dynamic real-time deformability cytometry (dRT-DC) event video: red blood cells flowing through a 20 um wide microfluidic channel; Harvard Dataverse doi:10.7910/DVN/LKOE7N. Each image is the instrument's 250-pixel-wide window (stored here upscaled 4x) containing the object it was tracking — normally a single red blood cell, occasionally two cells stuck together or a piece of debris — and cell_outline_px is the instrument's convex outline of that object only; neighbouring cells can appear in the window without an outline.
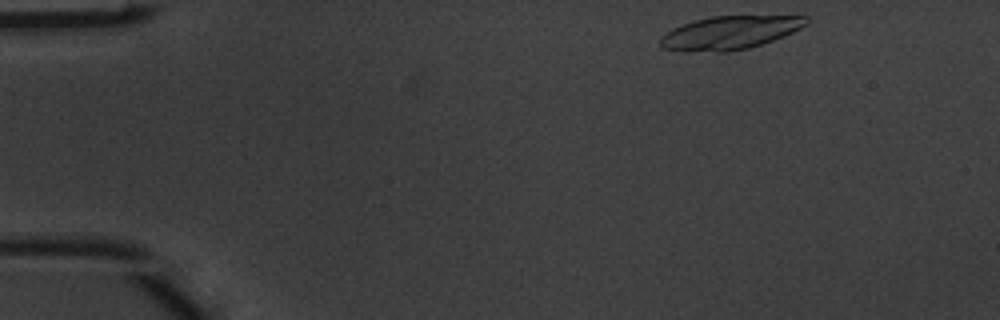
{"species": "common noctule bat (a hibernating species)", "species_latin": "Nyctalus noctula", "temperature_condition": "warm", "stored_images_in_passage": 3, "camera_frame_rate_fps": 3000, "um_per_image_px": 0.085, "animal": {"sex": "male", "body_mass_g": 20.1, "forearm_length_mm": 53.5}, "frame": {"image": 1, "passage_image": 1, "time_ms": 0.0, "image_size_px": [1000, 320], "cell_outline_px": [[808, 24], [784, 36], [748, 48], [728, 52], [716, 52], [664, 48], [660, 44], [660, 36], [672, 28], [696, 20], [712, 16], [808, 16]], "centroid_in_image_um": [62.06, 2.76], "position_along_channel_um": 22.9, "area_um2": 27.86}}